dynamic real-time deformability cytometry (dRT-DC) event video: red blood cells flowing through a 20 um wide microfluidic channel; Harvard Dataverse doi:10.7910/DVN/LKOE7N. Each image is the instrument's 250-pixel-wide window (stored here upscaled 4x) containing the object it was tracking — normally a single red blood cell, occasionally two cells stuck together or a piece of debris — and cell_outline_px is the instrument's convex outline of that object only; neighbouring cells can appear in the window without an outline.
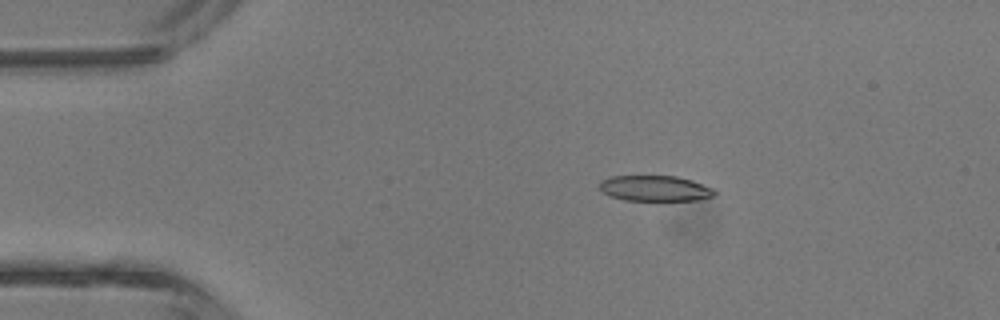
{"species": "common noctule bat (a hibernating species)", "species_latin": "Nyctalus noctula", "temperature_condition": "room temperature", "stored_images_in_passage": 4, "camera_frame_rate_fps": 3000, "um_per_image_px": 0.085, "animal": {"sex": "male", "body_mass_g": 13.3}, "frame": {"image": 1, "passage_image": 3, "time_ms": 2.333, "image_size_px": [1000, 320], "cell_outline_px": [[716, 196], [696, 200], [624, 200], [612, 196], [604, 192], [600, 188], [600, 180], [612, 176], [676, 176], [692, 180], [712, 188], [716, 192]], "centroid_in_image_um": [55.7, 16.01], "position_along_channel_um": 29.3, "area_um2": 17.05}}